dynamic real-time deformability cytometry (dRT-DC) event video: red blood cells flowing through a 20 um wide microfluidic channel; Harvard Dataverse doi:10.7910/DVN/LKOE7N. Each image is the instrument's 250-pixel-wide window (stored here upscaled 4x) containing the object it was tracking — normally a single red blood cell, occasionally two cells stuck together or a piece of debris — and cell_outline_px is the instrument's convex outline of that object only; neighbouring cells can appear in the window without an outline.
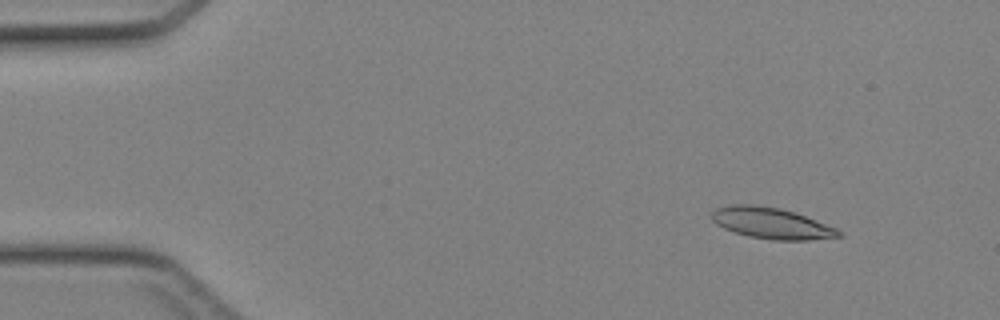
{"species": "Egyptian fruit bat (a non-hibernating species)", "species_latin": "Rousettus aegyptiacus", "temperature_condition": "cold", "stored_images_in_passage": 4, "camera_frame_rate_fps": 3000, "um_per_image_px": 0.085, "animal": {"sex": "female"}, "frame": {"image": 1, "passage_image": 1, "time_ms": 0.0, "image_size_px": [1000, 320], "cell_outline_px": [[844, 236], [808, 240], [772, 240], [748, 236], [724, 228], [716, 224], [708, 216], [716, 208], [732, 204], [756, 204], [780, 208], [804, 216], [836, 228], [844, 232]], "centroid_in_image_um": [65.55, 18.97], "position_along_channel_um": 19.5, "area_um2": 23.06}}
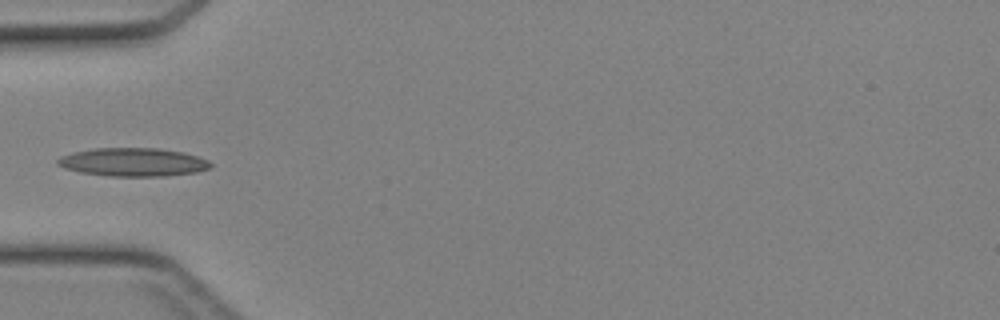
{"frame": {"image": 2, "passage_image": 4, "time_ms": 1.0, "image_size_px": [1000, 320], "cell_outline_px": [[212, 168], [196, 172], [164, 176], [108, 176], [80, 172], [64, 168], [56, 164], [56, 160], [60, 156], [72, 152], [92, 148], [160, 148], [184, 152], [208, 160], [212, 164]], "centroid_in_image_um": [11.29, 13.77], "position_along_channel_um": 73.7, "area_um2": 25.49}}